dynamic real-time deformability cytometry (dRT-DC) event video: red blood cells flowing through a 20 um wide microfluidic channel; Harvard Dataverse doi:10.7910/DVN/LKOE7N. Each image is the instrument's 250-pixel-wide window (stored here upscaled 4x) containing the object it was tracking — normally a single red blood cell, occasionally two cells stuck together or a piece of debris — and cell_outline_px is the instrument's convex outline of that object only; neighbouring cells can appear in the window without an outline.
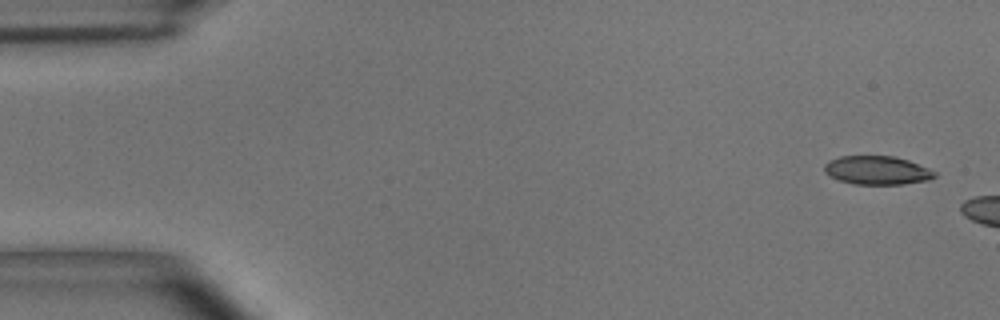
{"species": "common noctule bat (a hibernating species)", "species_latin": "Nyctalus noctula", "temperature_condition": "room temperature", "stored_images_in_passage": 6, "camera_frame_rate_fps": 3000, "um_per_image_px": 0.085, "animal": {"sex": "male", "body_mass_g": 15.6}, "frame": {"image": 1, "passage_image": 1, "time_ms": 0.0, "image_size_px": [1000, 320], "cell_outline_px": [[936, 176], [928, 180], [904, 184], [852, 184], [840, 180], [824, 172], [824, 164], [828, 160], [840, 156], [892, 156], [908, 160], [928, 168], [936, 172]], "centroid_in_image_um": [74.54, 14.47], "position_along_channel_um": 10.5, "area_um2": 18.32}}
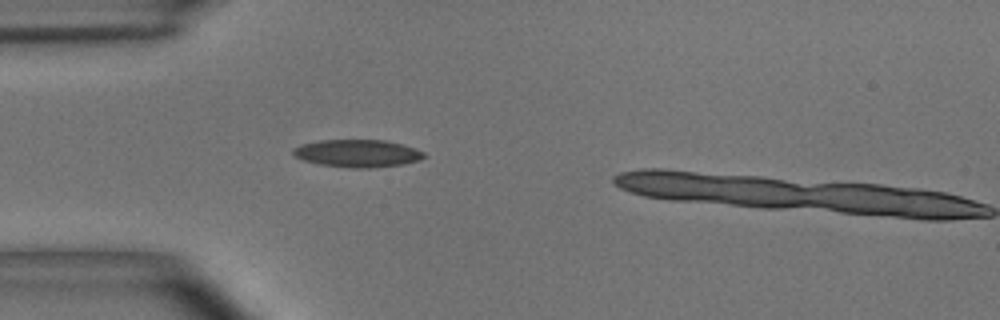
{"frame": {"image": 2, "passage_image": 5, "time_ms": 1.333, "image_size_px": [1000, 320], "cell_outline_px": [[428, 156], [420, 160], [404, 164], [372, 168], [348, 168], [320, 164], [304, 160], [296, 156], [292, 152], [292, 148], [300, 144], [320, 140], [384, 140], [416, 148], [424, 152]], "centroid_in_image_um": [30.41, 13.04], "position_along_channel_um": 54.6, "area_um2": 21.15}}